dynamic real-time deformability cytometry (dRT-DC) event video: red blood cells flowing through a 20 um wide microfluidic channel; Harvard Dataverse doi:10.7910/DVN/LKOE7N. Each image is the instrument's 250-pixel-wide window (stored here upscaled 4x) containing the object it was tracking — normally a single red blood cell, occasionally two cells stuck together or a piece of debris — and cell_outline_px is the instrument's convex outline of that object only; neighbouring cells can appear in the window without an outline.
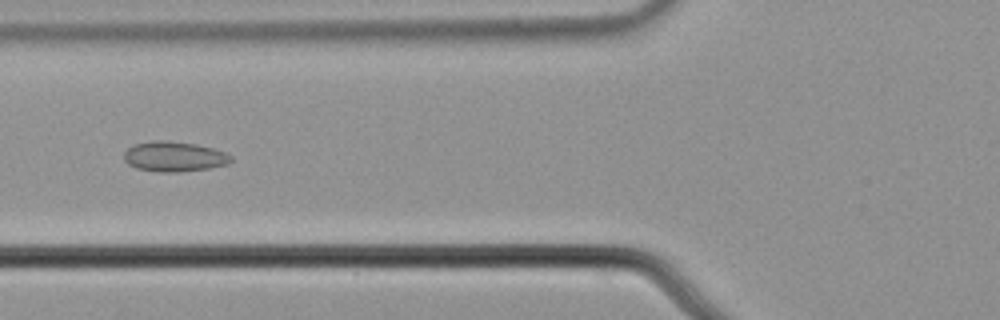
{"species": "common noctule bat (a hibernating species)", "species_latin": "Nyctalus noctula", "temperature_condition": "cold", "stored_images_in_passage": 56, "camera_frame_rate_fps": 3000, "um_per_image_px": 0.085, "animal": {"sex": "male", "body_mass_g": 21.5, "forearm_length_mm": 52.0}, "frame": {"image": 1, "passage_image": 22, "time_ms": 7.0, "image_size_px": [1000, 320], "cell_outline_px": [[232, 160], [228, 164], [208, 168], [180, 172], [160, 172], [136, 168], [128, 164], [124, 160], [124, 152], [128, 148], [136, 144], [152, 140], [164, 140], [196, 144], [212, 148], [224, 152], [232, 156]], "centroid_in_image_um": [14.79, 13.31], "position_along_channel_um": 111.0, "area_um2": 18.73}}
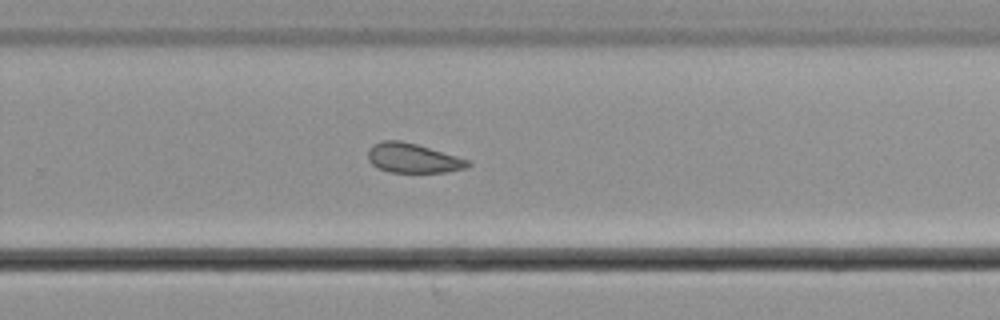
{"frame": {"image": 2, "passage_image": 37, "time_ms": 12.0, "image_size_px": [1000, 320], "cell_outline_px": [[472, 164], [468, 168], [444, 172], [388, 172], [372, 164], [368, 160], [368, 148], [372, 144], [384, 140], [400, 140], [416, 144], [472, 160]], "centroid_in_image_um": [35.13, 13.44], "position_along_channel_um": 294.7, "area_um2": 17.34}}
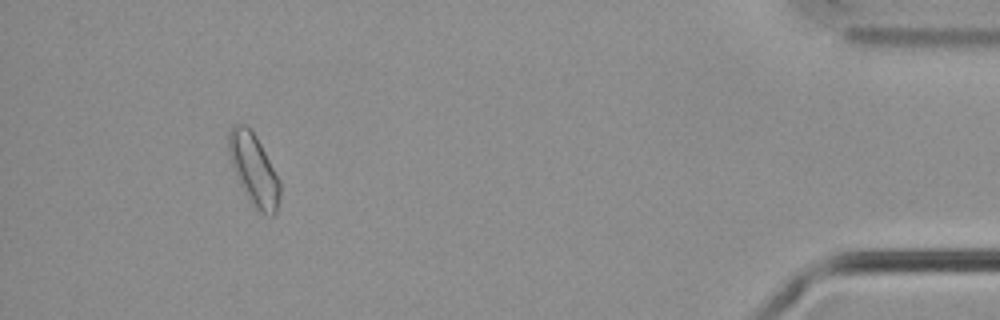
{"frame": {"image": 3, "passage_image": 52, "time_ms": 17.0, "image_size_px": [1000, 320], "cell_outline_px": [[280, 196], [276, 212], [272, 216], [260, 212], [248, 200], [240, 184], [232, 164], [228, 152], [228, 132], [232, 124], [244, 124], [256, 136], [280, 180]], "centroid_in_image_um": [21.57, 14.41], "position_along_channel_um": 413.6, "area_um2": 21.1}}